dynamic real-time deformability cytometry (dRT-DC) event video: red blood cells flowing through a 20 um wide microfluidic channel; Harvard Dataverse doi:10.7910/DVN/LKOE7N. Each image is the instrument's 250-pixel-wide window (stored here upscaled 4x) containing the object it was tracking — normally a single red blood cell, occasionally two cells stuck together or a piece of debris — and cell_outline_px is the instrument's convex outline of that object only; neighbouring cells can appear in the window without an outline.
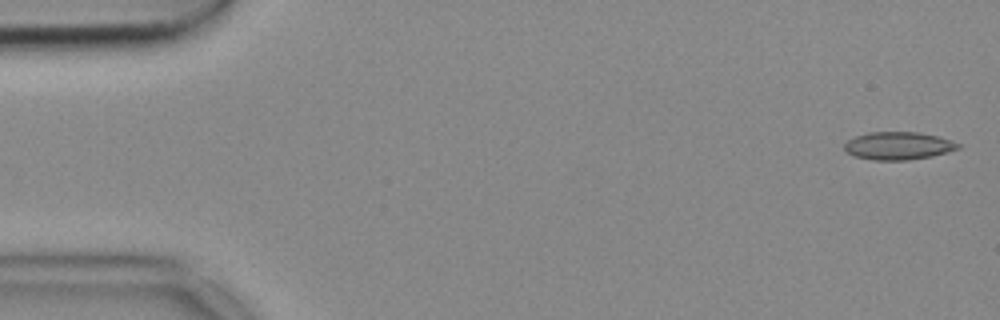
{"species": "common noctule bat (a hibernating species)", "species_latin": "Nyctalus noctula", "temperature_condition": "cold", "stored_images_in_passage": 52, "camera_frame_rate_fps": 3000, "um_per_image_px": 0.085, "animal": {"sex": "female", "body_mass_g": 18.4}, "frame": {"image": 1, "passage_image": 1, "time_ms": 0.0, "image_size_px": [1000, 320], "cell_outline_px": [[960, 148], [948, 152], [932, 156], [908, 160], [872, 160], [852, 156], [844, 148], [844, 144], [848, 140], [856, 136], [868, 132], [920, 132], [936, 136], [960, 144]], "centroid_in_image_um": [76.33, 12.4], "position_along_channel_um": 8.7, "area_um2": 18.38}}
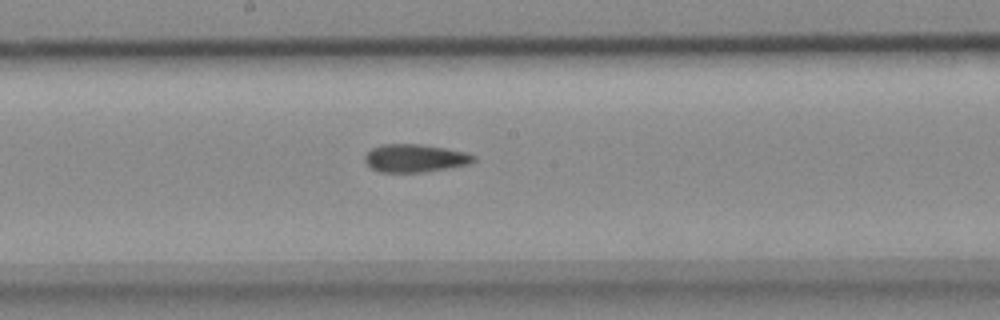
{"frame": {"image": 2, "passage_image": 27, "time_ms": 8.667, "image_size_px": [1000, 320], "cell_outline_px": [[476, 160], [468, 164], [424, 172], [380, 172], [372, 168], [364, 160], [364, 156], [372, 148], [384, 144], [420, 144], [444, 148], [464, 152], [476, 156]], "centroid_in_image_um": [35.26, 13.44], "position_along_channel_um": 212.9, "area_um2": 17.51}}
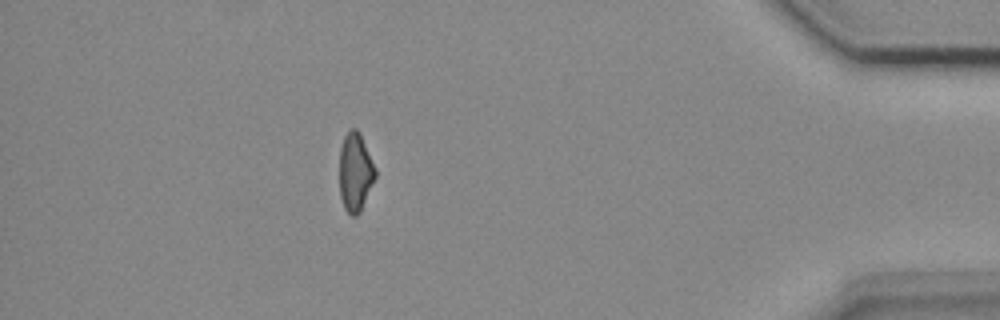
{"frame": {"image": 3, "passage_image": 46, "time_ms": 15.0, "image_size_px": [1000, 320], "cell_outline_px": [[376, 176], [360, 212], [356, 216], [352, 216], [344, 208], [340, 196], [340, 148], [344, 136], [352, 128], [356, 128], [360, 132], [376, 168]], "centroid_in_image_um": [30.2, 14.62], "position_along_channel_um": 405.0, "area_um2": 16.42}}